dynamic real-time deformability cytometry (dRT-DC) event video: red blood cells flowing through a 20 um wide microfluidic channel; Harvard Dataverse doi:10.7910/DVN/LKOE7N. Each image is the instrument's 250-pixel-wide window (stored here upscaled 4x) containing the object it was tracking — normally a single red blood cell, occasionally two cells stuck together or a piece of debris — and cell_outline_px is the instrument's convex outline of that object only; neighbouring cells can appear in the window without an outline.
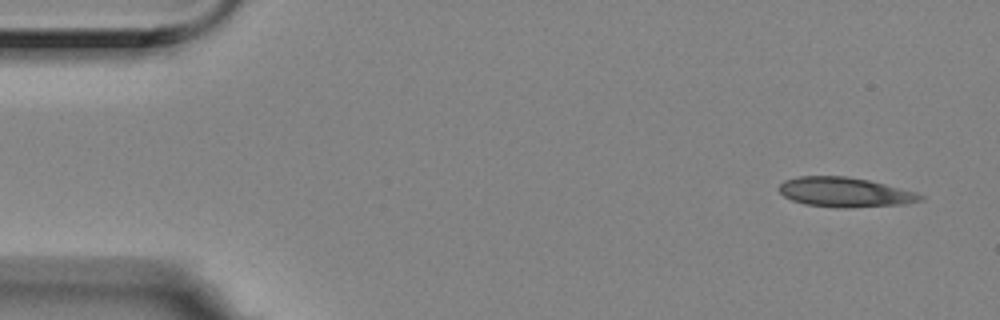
{"species": "Egyptian fruit bat (a non-hibernating species)", "species_latin": "Rousettus aegyptiacus", "temperature_condition": "room temperature", "stored_images_in_passage": 3, "segment_of_instrument_passage": [2, 2], "camera_frame_rate_fps": 3000, "um_per_image_px": 0.085, "animal": {"sex": "female"}, "frame": {"image": 1, "passage_image": 3, "time_ms": 0.667, "image_size_px": [1000, 320], "cell_outline_px": [[924, 200], [908, 204], [848, 208], [836, 208], [804, 204], [792, 200], [784, 196], [776, 188], [784, 180], [796, 176], [848, 176], [868, 180], [916, 192], [924, 196]], "centroid_in_image_um": [71.8, 16.34], "position_along_channel_um": 13.2, "area_um2": 24.74}}